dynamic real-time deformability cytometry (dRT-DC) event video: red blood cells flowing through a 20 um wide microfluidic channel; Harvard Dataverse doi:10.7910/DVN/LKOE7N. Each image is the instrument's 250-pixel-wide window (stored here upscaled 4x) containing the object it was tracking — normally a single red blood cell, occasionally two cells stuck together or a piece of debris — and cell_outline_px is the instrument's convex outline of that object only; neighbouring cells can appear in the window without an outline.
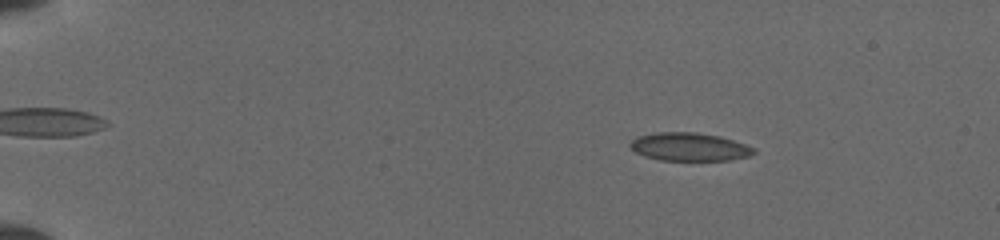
{"species": "common noctule bat (a hibernating species)", "species_latin": "Nyctalus noctula", "temperature_condition": "cold", "stored_images_in_passage": 10, "camera_frame_rate_fps": 3000, "um_per_image_px": 0.085, "animal": {"sex": "female", "body_mass_g": 19.5, "forearm_length_mm": 54.1}, "frame": {"image": 1, "passage_image": 2, "time_ms": 1.333, "image_size_px": [1000, 240], "cell_outline_px": [[756, 152], [748, 156], [728, 160], [660, 160], [644, 156], [636, 152], [628, 144], [636, 136], [656, 132], [696, 132], [720, 136], [756, 148]], "centroid_in_image_um": [58.57, 12.47], "position_along_channel_um": 26.4, "area_um2": 20.29}}
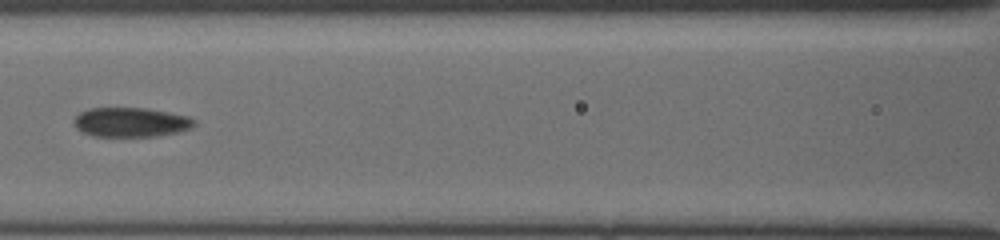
{"frame": {"image": 2, "passage_image": 7, "time_ms": 7.0, "image_size_px": [1000, 240], "cell_outline_px": [[196, 124], [192, 128], [180, 132], [156, 136], [92, 136], [80, 132], [76, 128], [72, 120], [80, 112], [88, 108], [144, 108], [168, 112], [188, 116], [196, 120]], "centroid_in_image_um": [11.12, 10.39], "position_along_channel_um": 155.5, "area_um2": 20.87}}
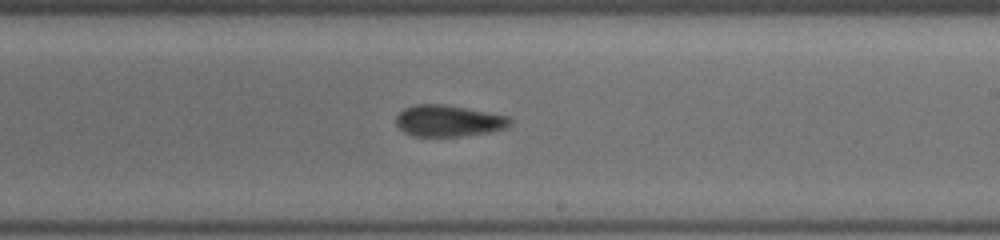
{"frame": {"image": 3, "passage_image": 10, "time_ms": 9.333, "image_size_px": [1000, 240], "cell_outline_px": [[512, 124], [504, 128], [488, 132], [456, 136], [412, 136], [404, 132], [396, 124], [396, 116], [404, 108], [416, 104], [440, 104], [464, 108], [508, 116], [512, 120]], "centroid_in_image_um": [38.09, 10.27], "position_along_channel_um": 250.9, "area_um2": 20.58}}